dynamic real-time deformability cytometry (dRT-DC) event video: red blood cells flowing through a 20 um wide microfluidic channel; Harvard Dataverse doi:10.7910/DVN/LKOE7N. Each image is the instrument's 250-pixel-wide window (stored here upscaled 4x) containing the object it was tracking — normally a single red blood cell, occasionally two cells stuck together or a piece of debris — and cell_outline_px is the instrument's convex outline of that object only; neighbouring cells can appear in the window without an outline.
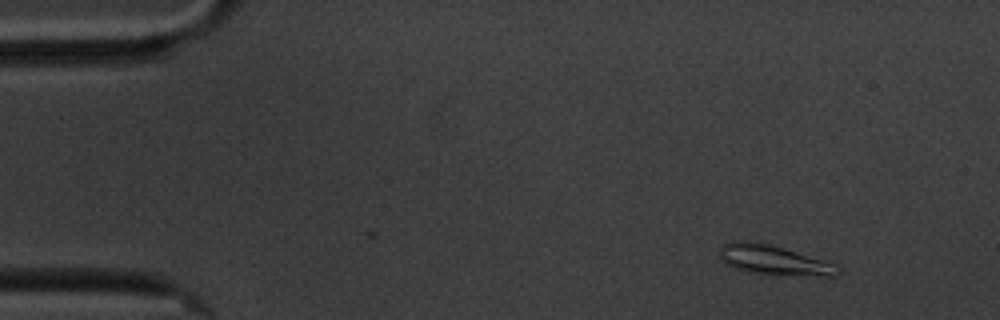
{"species": "common noctule bat (a hibernating species)", "species_latin": "Nyctalus noctula", "temperature_condition": "cold", "stored_images_in_passage": 55, "segment_of_instrument_passage": [1, 2], "camera_frame_rate_fps": 3000, "um_per_image_px": 0.085, "animal": {"sex": "male", "body_mass_g": 20.1, "forearm_length_mm": 53.5}, "frame": {"image": 1, "passage_image": 1, "time_ms": 0.0, "image_size_px": [1000, 320], "cell_outline_px": [[840, 272], [836, 276], [824, 276], [744, 272], [732, 268], [720, 260], [720, 248], [724, 244], [732, 240], [756, 240], [784, 248], [824, 260], [836, 264], [840, 268]], "centroid_in_image_um": [65.72, 22.08], "position_along_channel_um": 19.3, "area_um2": 20.63}}
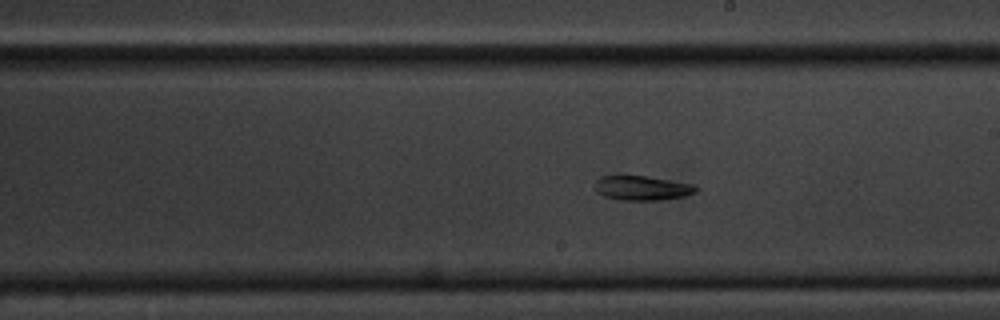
{"frame": {"image": 2, "passage_image": 28, "time_ms": 9.0, "image_size_px": [1000, 320], "cell_outline_px": [[700, 188], [696, 192], [684, 196], [660, 200], [620, 200], [604, 196], [596, 192], [596, 180], [600, 176], [648, 176], [696, 184]], "centroid_in_image_um": [54.63, 15.98], "position_along_channel_um": 234.4, "area_um2": 14.57}}
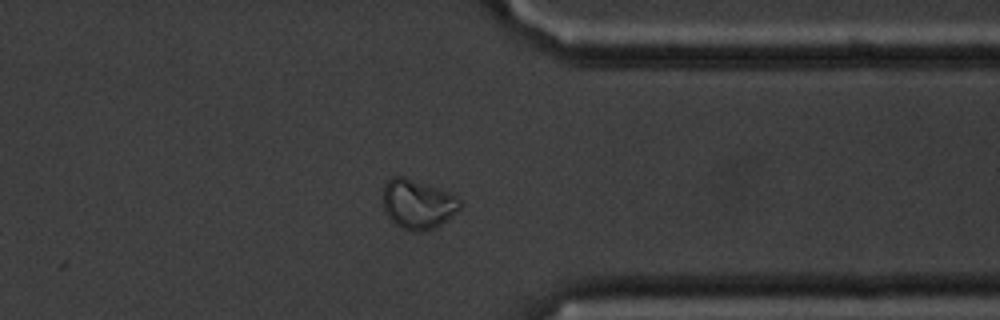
{"frame": {"image": 3, "passage_image": 41, "time_ms": 13.333, "image_size_px": [1000, 320], "cell_outline_px": [[464, 204], [460, 208], [436, 228], [420, 232], [412, 232], [400, 228], [388, 216], [384, 208], [384, 184], [392, 176], [400, 176], [448, 192], [464, 200]], "centroid_in_image_um": [35.53, 17.38], "position_along_channel_um": 375.9, "area_um2": 22.02}}